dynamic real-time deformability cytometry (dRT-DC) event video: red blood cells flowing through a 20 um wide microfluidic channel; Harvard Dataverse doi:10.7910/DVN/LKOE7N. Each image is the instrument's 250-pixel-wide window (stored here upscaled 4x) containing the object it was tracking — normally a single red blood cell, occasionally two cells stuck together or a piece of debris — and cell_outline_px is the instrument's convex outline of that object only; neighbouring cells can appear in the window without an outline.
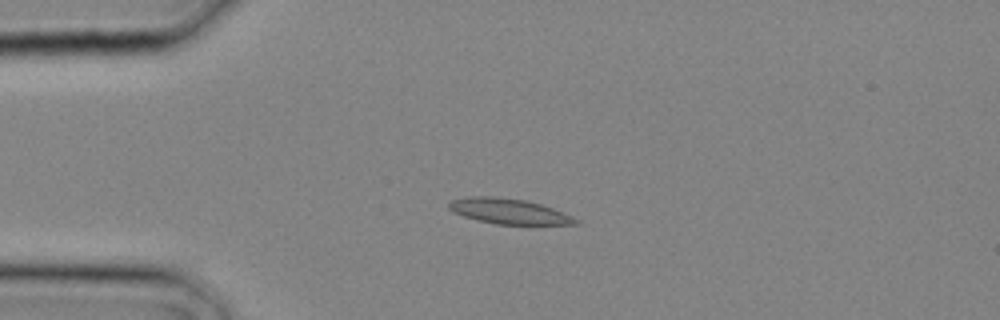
{"species": "common noctule bat (a hibernating species)", "species_latin": "Nyctalus noctula", "temperature_condition": "cold", "stored_images_in_passage": 2, "camera_frame_rate_fps": 3000, "um_per_image_px": 0.085, "animal": {"sex": "male", "body_mass_g": 20.4}, "frame": {"image": 1, "passage_image": 2, "time_ms": 0.333, "image_size_px": [1000, 320], "cell_outline_px": [[580, 224], [496, 224], [476, 220], [452, 212], [448, 208], [448, 204], [452, 200], [472, 196], [492, 196], [524, 200], [540, 204], [552, 208], [572, 216], [580, 220]], "centroid_in_image_um": [43.24, 17.96], "position_along_channel_um": 41.8, "area_um2": 18.55}}